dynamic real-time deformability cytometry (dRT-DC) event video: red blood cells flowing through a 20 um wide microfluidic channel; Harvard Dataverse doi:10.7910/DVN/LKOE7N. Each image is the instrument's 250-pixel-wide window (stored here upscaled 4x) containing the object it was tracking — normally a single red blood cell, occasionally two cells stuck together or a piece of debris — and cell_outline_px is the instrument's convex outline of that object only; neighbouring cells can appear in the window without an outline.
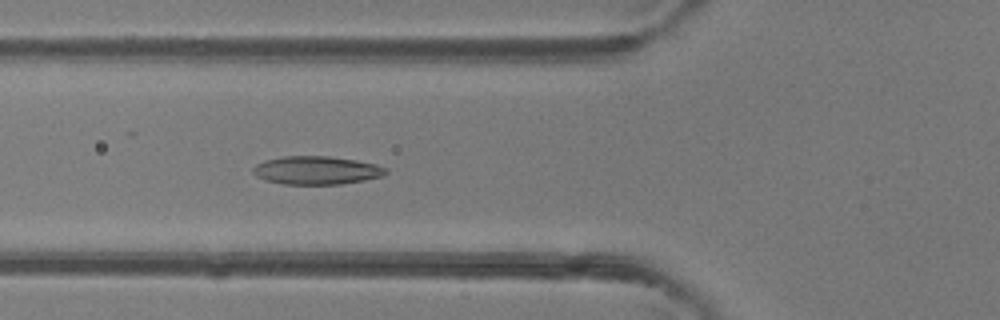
{"species": "common noctule bat (a hibernating species)", "species_latin": "Nyctalus noctula", "temperature_condition": "room temperature", "stored_images_in_passage": 42, "camera_frame_rate_fps": 3000, "um_per_image_px": 0.085, "animal": {"sex": "female"}, "frame": {"image": 1, "passage_image": 12, "time_ms": 3.667, "image_size_px": [1000, 320], "cell_outline_px": [[388, 172], [380, 176], [364, 180], [340, 184], [284, 184], [264, 180], [256, 176], [252, 172], [252, 168], [256, 164], [264, 160], [284, 156], [328, 156], [356, 160], [376, 164], [388, 168]], "centroid_in_image_um": [26.88, 14.47], "position_along_channel_um": 98.9, "area_um2": 21.91}}
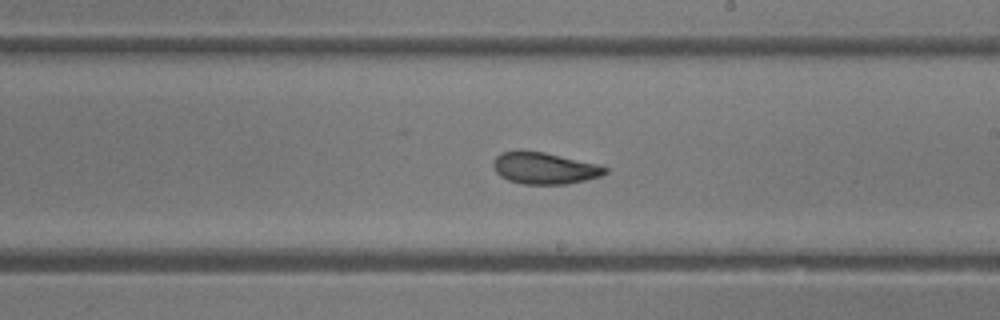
{"frame": {"image": 2, "passage_image": 22, "time_ms": 7.0, "image_size_px": [1000, 320], "cell_outline_px": [[608, 172], [600, 176], [568, 184], [520, 184], [508, 180], [500, 176], [496, 172], [492, 164], [492, 160], [500, 152], [520, 148], [544, 152], [600, 164], [608, 168]], "centroid_in_image_um": [46.23, 14.26], "position_along_channel_um": 242.8, "area_um2": 21.21}}
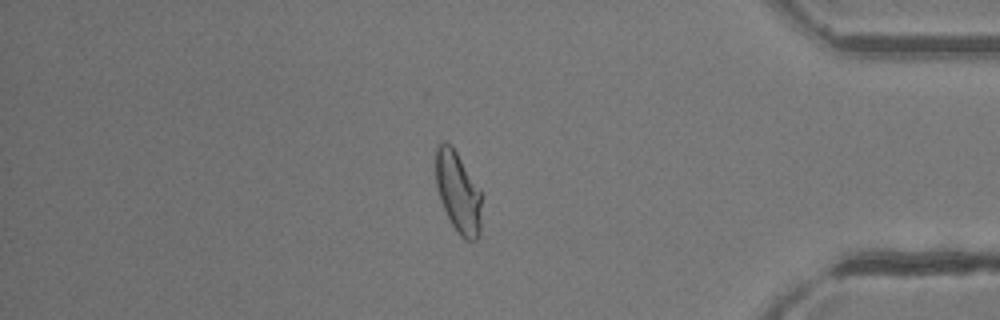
{"frame": {"image": 3, "passage_image": 35, "time_ms": 11.333, "image_size_px": [1000, 320], "cell_outline_px": [[480, 236], [476, 240], [464, 240], [456, 232], [440, 200], [436, 188], [436, 144], [444, 140], [452, 144], [480, 192]], "centroid_in_image_um": [38.9, 16.33], "position_along_channel_um": 396.3, "area_um2": 21.5}, "authors_computed_cell_mechanics": {"area_um2": 21.8195, "velocity_mm_per_s": 4.3031, "shape_relaxation_time_tau1_ms": 4.7665, "shape_relaxation_time_tau2_ms": 1.6052, "deformation_change_tau1": 0.1509, "deformation_change_tau2": 0.0671}}